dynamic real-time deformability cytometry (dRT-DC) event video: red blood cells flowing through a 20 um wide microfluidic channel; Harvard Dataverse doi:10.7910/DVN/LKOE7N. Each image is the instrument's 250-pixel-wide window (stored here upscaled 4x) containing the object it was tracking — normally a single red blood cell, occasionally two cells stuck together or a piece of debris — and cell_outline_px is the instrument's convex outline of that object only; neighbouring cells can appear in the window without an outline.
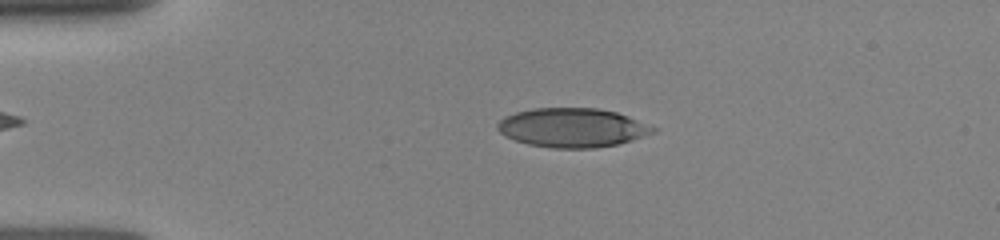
{"species": "human", "species_latin": "Homo sapiens", "temperature_condition": "room temperature", "stored_images_in_passage": 12, "camera_frame_rate_fps": 3000, "um_per_image_px": 0.085, "donor": {"sex": "female"}, "frame": {"image": 1, "passage_image": 7, "time_ms": 2.0, "image_size_px": [1000, 240], "cell_outline_px": [[656, 132], [632, 140], [616, 144], [596, 148], [552, 148], [528, 144], [504, 136], [496, 128], [496, 124], [504, 116], [516, 112], [532, 108], [596, 108], [616, 112], [628, 116], [656, 128]], "centroid_in_image_um": [48.62, 10.85], "position_along_channel_um": 36.4, "area_um2": 35.43}}
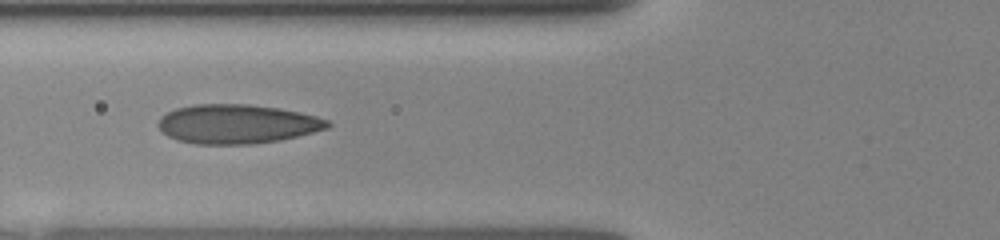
{"frame": {"image": 2, "passage_image": 10, "time_ms": 4.667, "image_size_px": [1000, 240], "cell_outline_px": [[332, 124], [328, 128], [280, 140], [252, 144], [196, 144], [176, 140], [168, 136], [160, 128], [160, 116], [176, 108], [196, 104], [248, 104], [276, 108], [300, 112], [316, 116], [328, 120]], "centroid_in_image_um": [20.16, 10.54], "position_along_channel_um": 105.6, "area_um2": 38.44}}